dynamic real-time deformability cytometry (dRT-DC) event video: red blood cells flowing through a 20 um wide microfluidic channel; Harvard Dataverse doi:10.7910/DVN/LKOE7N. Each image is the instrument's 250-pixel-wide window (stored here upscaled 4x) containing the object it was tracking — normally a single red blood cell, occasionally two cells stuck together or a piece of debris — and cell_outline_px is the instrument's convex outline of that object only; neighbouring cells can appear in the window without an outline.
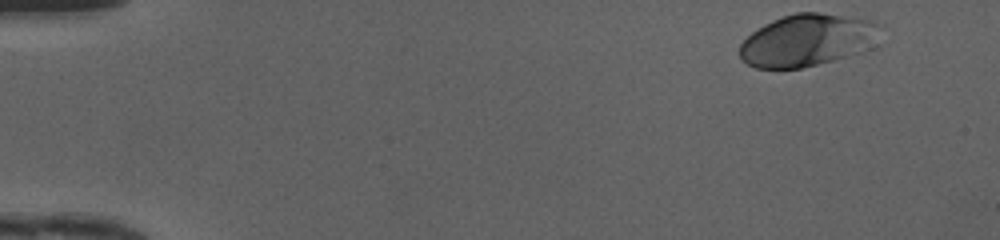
{"species": "human", "species_latin": "Homo sapiens", "temperature_condition": "cold", "stored_images_in_passage": 40, "camera_frame_rate_fps": 3000, "um_per_image_px": 0.085, "donor": {"sex": "female"}, "frame": {"image": 1, "passage_image": 1, "time_ms": 0.0, "image_size_px": [1000, 240], "cell_outline_px": [[884, 28], [872, 44], [868, 48], [832, 60], [800, 68], [756, 68], [740, 60], [740, 44], [752, 32], [764, 24], [772, 20], [796, 12], [820, 12], [868, 20], [884, 24]], "centroid_in_image_um": [68.61, 3.4], "position_along_channel_um": 16.4, "area_um2": 42.37}}
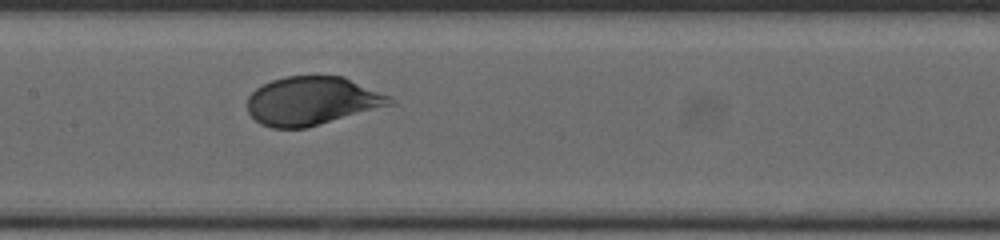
{"frame": {"image": 2, "passage_image": 22, "time_ms": 7.0, "image_size_px": [1000, 240], "cell_outline_px": [[396, 104], [308, 128], [272, 128], [260, 124], [248, 112], [248, 96], [256, 88], [272, 80], [284, 76], [344, 76], [392, 96], [396, 100]], "centroid_in_image_um": [26.59, 8.58], "position_along_channel_um": 180.8, "area_um2": 40.81}}
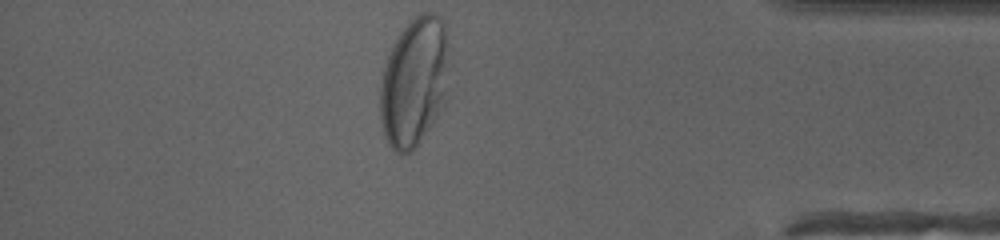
{"frame": {"image": 3, "passage_image": 40, "time_ms": 13.0, "image_size_px": [1000, 240], "cell_outline_px": [[448, 28], [444, 104], [412, 152], [396, 152], [388, 144], [384, 136], [380, 120], [380, 80], [388, 56], [400, 32], [420, 12], [432, 12], [440, 16], [444, 20]], "centroid_in_image_um": [35.19, 6.93], "position_along_channel_um": 400.0, "area_um2": 51.38}, "authors_computed_cell_mechanics": {"area_um2": 41.7894, "velocity_mm_per_s": 4.1482, "shape_relaxation_time_tau1_ms": 2.6383, "shape_relaxation_time_tau2_ms": null, "deformation_change_tau1": 0.1419, "deformation_change_tau2": null}}